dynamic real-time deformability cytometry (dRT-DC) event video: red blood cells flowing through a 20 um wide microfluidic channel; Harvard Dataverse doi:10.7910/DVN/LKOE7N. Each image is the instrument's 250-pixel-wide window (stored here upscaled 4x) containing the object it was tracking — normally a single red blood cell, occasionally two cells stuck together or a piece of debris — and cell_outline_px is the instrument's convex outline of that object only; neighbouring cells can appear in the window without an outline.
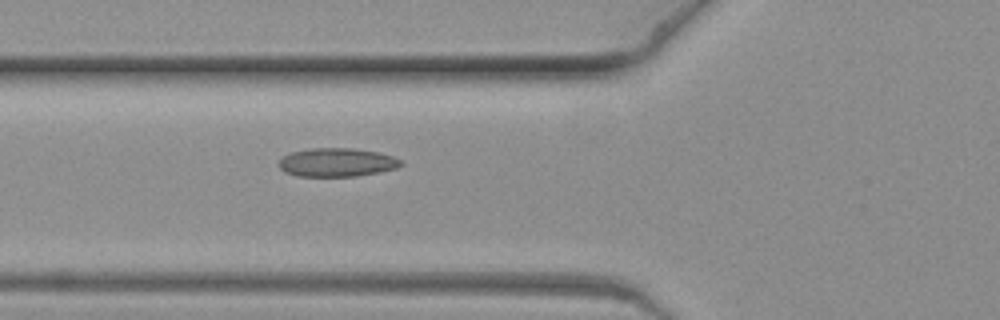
{"species": "common noctule bat (a hibernating species)", "species_latin": "Nyctalus noctula", "temperature_condition": "warm", "stored_images_in_passage": 2, "camera_frame_rate_fps": 3000, "um_per_image_px": 0.085, "animal": {"sex": "female", "body_mass_g": 19.3, "forearm_length_mm": 54.1}, "frame": {"image": 1, "passage_image": 2, "time_ms": 0.333, "image_size_px": [1000, 320], "cell_outline_px": [[404, 164], [396, 168], [380, 172], [356, 176], [296, 176], [284, 172], [280, 168], [280, 160], [284, 156], [292, 152], [312, 148], [352, 148], [380, 152], [392, 156], [400, 160]], "centroid_in_image_um": [28.66, 13.8], "position_along_channel_um": 97.1, "area_um2": 20.29}}